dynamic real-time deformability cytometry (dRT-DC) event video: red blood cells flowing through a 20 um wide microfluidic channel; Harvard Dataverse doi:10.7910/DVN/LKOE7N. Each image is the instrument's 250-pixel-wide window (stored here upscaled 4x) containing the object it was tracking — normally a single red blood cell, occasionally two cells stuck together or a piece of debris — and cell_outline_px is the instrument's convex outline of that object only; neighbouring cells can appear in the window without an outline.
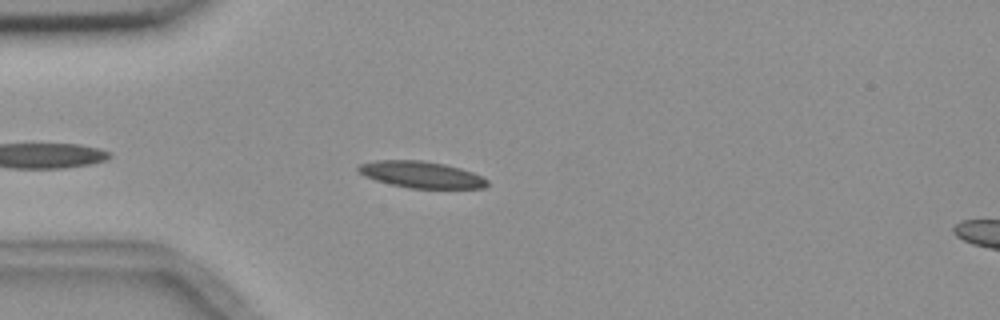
{"species": "common noctule bat (a hibernating species)", "species_latin": "Nyctalus noctula", "temperature_condition": "room temperature", "stored_images_in_passage": 4, "segment_of_instrument_passage": [1, 2], "camera_frame_rate_fps": 3000, "um_per_image_px": 0.085, "animal": {"sex": "female", "body_mass_g": 18.4}, "frame": {"image": 1, "passage_image": 3, "time_ms": 3.667, "image_size_px": [1000, 320], "cell_outline_px": [[488, 184], [484, 188], [408, 188], [376, 180], [364, 176], [356, 168], [360, 164], [376, 160], [424, 160], [444, 164], [460, 168], [472, 172], [488, 180]], "centroid_in_image_um": [35.8, 14.83], "position_along_channel_um": 49.2, "area_um2": 19.83}}